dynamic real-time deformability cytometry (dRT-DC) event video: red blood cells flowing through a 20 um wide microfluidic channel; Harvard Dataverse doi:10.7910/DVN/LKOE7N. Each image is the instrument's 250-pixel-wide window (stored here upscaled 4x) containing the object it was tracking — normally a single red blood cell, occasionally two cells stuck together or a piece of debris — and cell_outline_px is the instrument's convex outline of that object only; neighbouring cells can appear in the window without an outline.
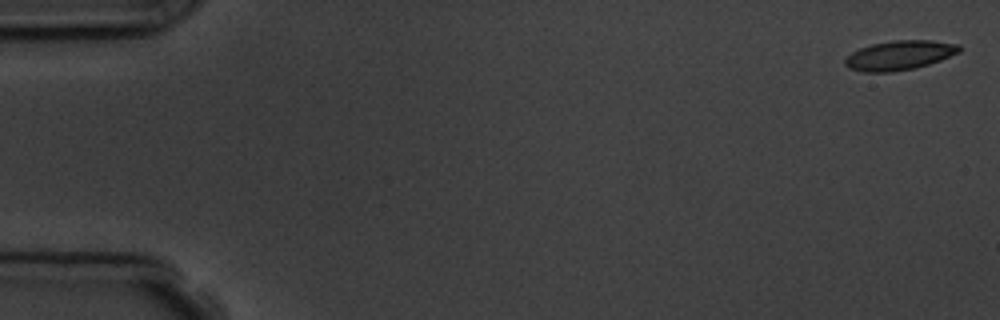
{"species": "common noctule bat (a hibernating species)", "species_latin": "Nyctalus noctula", "temperature_condition": "room temperature", "stored_images_in_passage": 6, "camera_frame_rate_fps": 3000, "um_per_image_px": 0.085, "animal": {"sex": "male", "body_mass_g": 19.5, "forearm_length_mm": 54.6}, "frame": {"image": 1, "passage_image": 1, "time_ms": 0.0, "image_size_px": [1000, 320], "cell_outline_px": [[960, 52], [940, 60], [916, 68], [892, 72], [864, 72], [848, 68], [844, 64], [844, 60], [852, 52], [860, 48], [872, 44], [892, 40], [932, 40], [960, 44]], "centroid_in_image_um": [76.46, 4.7], "position_along_channel_um": 8.5, "area_um2": 19.65}}
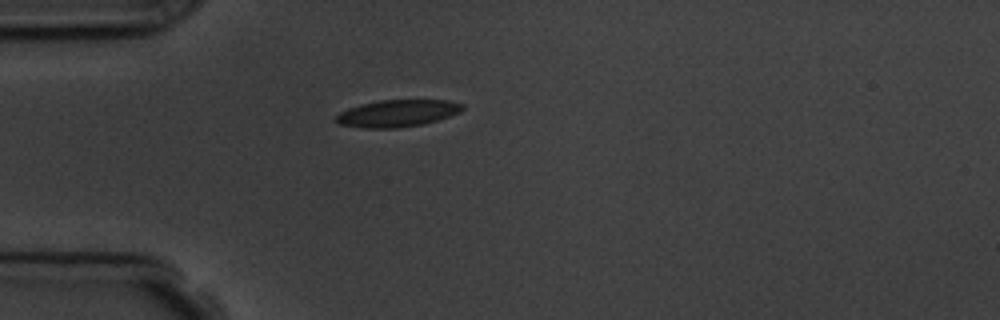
{"frame": {"image": 2, "passage_image": 5, "time_ms": 4.667, "image_size_px": [1000, 320], "cell_outline_px": [[464, 108], [460, 112], [424, 124], [396, 128], [364, 128], [340, 124], [332, 120], [340, 112], [348, 108], [360, 104], [380, 100], [448, 100], [464, 104]], "centroid_in_image_um": [33.75, 9.63], "position_along_channel_um": 51.2, "area_um2": 19.94}}